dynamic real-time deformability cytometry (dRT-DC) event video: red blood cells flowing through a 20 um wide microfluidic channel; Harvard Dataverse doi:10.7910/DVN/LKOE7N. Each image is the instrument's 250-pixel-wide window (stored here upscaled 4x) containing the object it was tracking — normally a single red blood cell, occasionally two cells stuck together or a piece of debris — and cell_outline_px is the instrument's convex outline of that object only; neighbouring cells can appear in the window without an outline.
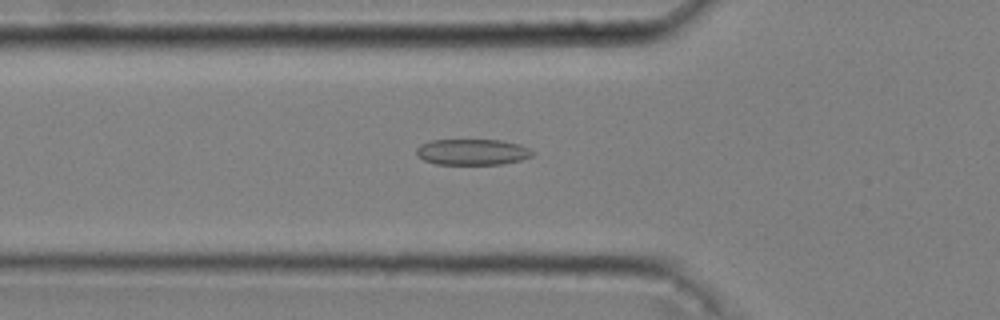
{"species": "common noctule bat (a hibernating species)", "species_latin": "Nyctalus noctula", "temperature_condition": "cold", "stored_images_in_passage": 52, "camera_frame_rate_fps": 3000, "um_per_image_px": 0.085, "animal": {"sex": "male", "body_mass_g": 20.4}, "frame": {"image": 1, "passage_image": 19, "time_ms": 6.0, "image_size_px": [1000, 320], "cell_outline_px": [[536, 152], [532, 156], [520, 160], [504, 164], [436, 164], [424, 160], [416, 156], [416, 148], [420, 144], [432, 140], [500, 140], [520, 144]], "centroid_in_image_um": [40.15, 12.92], "position_along_channel_um": 85.7, "area_um2": 17.69}}
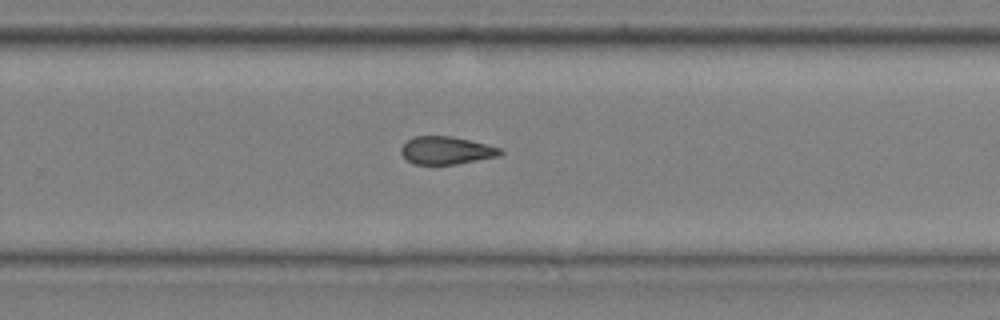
{"frame": {"image": 2, "passage_image": 36, "time_ms": 11.667, "image_size_px": [1000, 320], "cell_outline_px": [[504, 152], [500, 156], [456, 164], [412, 164], [400, 152], [400, 148], [412, 136], [452, 136], [504, 148]], "centroid_in_image_um": [37.97, 12.78], "position_along_channel_um": 291.8, "area_um2": 16.18}}
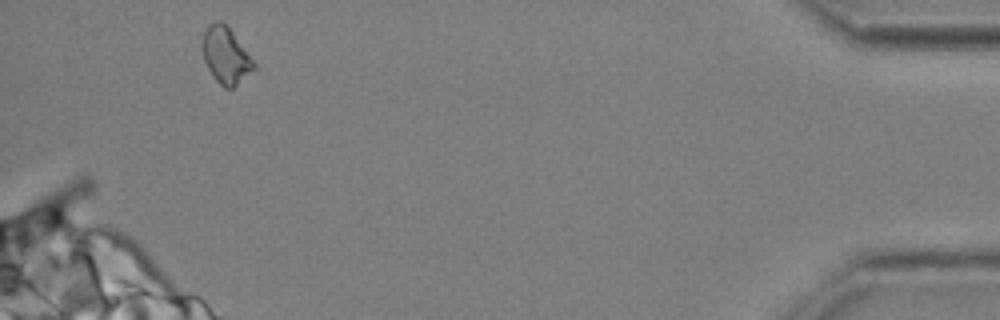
{"frame": {"image": 3, "passage_image": 51, "time_ms": 16.667, "image_size_px": [1000, 320], "cell_outline_px": [[256, 68], [232, 88], [224, 88], [212, 76], [204, 60], [204, 32], [208, 24], [216, 20], [220, 20], [232, 32], [256, 64]], "centroid_in_image_um": [19.2, 4.72], "position_along_channel_um": 416.0, "area_um2": 16.42}, "authors_computed_cell_mechanics": {"area_um2": 16.8776, "velocity_mm_per_s": 3.6369, "shape_relaxation_time_tau1_ms": 4.924, "shape_relaxation_time_tau2_ms": 5.1092, "deformation_change_tau1": 0.1039, "deformation_change_tau2": 0.1586}}